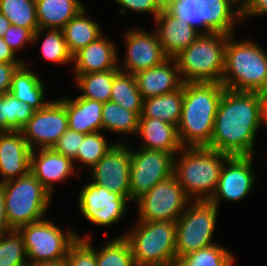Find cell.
Instances as JSON below:
<instances>
[{
	"mask_svg": "<svg viewBox=\"0 0 267 266\" xmlns=\"http://www.w3.org/2000/svg\"><path fill=\"white\" fill-rule=\"evenodd\" d=\"M0 132H7V93L0 96Z\"/></svg>",
	"mask_w": 267,
	"mask_h": 266,
	"instance_id": "48",
	"label": "cell"
},
{
	"mask_svg": "<svg viewBox=\"0 0 267 266\" xmlns=\"http://www.w3.org/2000/svg\"><path fill=\"white\" fill-rule=\"evenodd\" d=\"M12 229L9 227L7 222L6 210H5V201H4V189L0 183V236L7 232H10Z\"/></svg>",
	"mask_w": 267,
	"mask_h": 266,
	"instance_id": "47",
	"label": "cell"
},
{
	"mask_svg": "<svg viewBox=\"0 0 267 266\" xmlns=\"http://www.w3.org/2000/svg\"><path fill=\"white\" fill-rule=\"evenodd\" d=\"M170 10L196 29L201 26L202 33L230 36L242 20V11H214L204 0H178Z\"/></svg>",
	"mask_w": 267,
	"mask_h": 266,
	"instance_id": "14",
	"label": "cell"
},
{
	"mask_svg": "<svg viewBox=\"0 0 267 266\" xmlns=\"http://www.w3.org/2000/svg\"><path fill=\"white\" fill-rule=\"evenodd\" d=\"M0 63H24L16 58V53L9 48L3 37L0 38Z\"/></svg>",
	"mask_w": 267,
	"mask_h": 266,
	"instance_id": "46",
	"label": "cell"
},
{
	"mask_svg": "<svg viewBox=\"0 0 267 266\" xmlns=\"http://www.w3.org/2000/svg\"><path fill=\"white\" fill-rule=\"evenodd\" d=\"M116 143L109 145L100 131L85 134L73 162L78 160L91 169Z\"/></svg>",
	"mask_w": 267,
	"mask_h": 266,
	"instance_id": "36",
	"label": "cell"
},
{
	"mask_svg": "<svg viewBox=\"0 0 267 266\" xmlns=\"http://www.w3.org/2000/svg\"><path fill=\"white\" fill-rule=\"evenodd\" d=\"M0 13L11 25L29 28L33 33L39 29L35 0H0Z\"/></svg>",
	"mask_w": 267,
	"mask_h": 266,
	"instance_id": "32",
	"label": "cell"
},
{
	"mask_svg": "<svg viewBox=\"0 0 267 266\" xmlns=\"http://www.w3.org/2000/svg\"><path fill=\"white\" fill-rule=\"evenodd\" d=\"M125 34L126 54L124 67L119 66L120 71L136 74L139 71L156 67L169 58L155 31L150 33L137 27L128 30Z\"/></svg>",
	"mask_w": 267,
	"mask_h": 266,
	"instance_id": "17",
	"label": "cell"
},
{
	"mask_svg": "<svg viewBox=\"0 0 267 266\" xmlns=\"http://www.w3.org/2000/svg\"><path fill=\"white\" fill-rule=\"evenodd\" d=\"M110 100L141 115L144 99L137 88L134 74L119 71L114 76Z\"/></svg>",
	"mask_w": 267,
	"mask_h": 266,
	"instance_id": "30",
	"label": "cell"
},
{
	"mask_svg": "<svg viewBox=\"0 0 267 266\" xmlns=\"http://www.w3.org/2000/svg\"><path fill=\"white\" fill-rule=\"evenodd\" d=\"M134 77L143 99L173 92L184 83L174 58H168L156 67L139 71Z\"/></svg>",
	"mask_w": 267,
	"mask_h": 266,
	"instance_id": "21",
	"label": "cell"
},
{
	"mask_svg": "<svg viewBox=\"0 0 267 266\" xmlns=\"http://www.w3.org/2000/svg\"><path fill=\"white\" fill-rule=\"evenodd\" d=\"M137 134L143 140L140 148L168 152L173 156L183 148L177 126L157 118L139 117Z\"/></svg>",
	"mask_w": 267,
	"mask_h": 266,
	"instance_id": "23",
	"label": "cell"
},
{
	"mask_svg": "<svg viewBox=\"0 0 267 266\" xmlns=\"http://www.w3.org/2000/svg\"><path fill=\"white\" fill-rule=\"evenodd\" d=\"M224 89L221 83H183L182 114L177 127L182 147L210 146L214 120Z\"/></svg>",
	"mask_w": 267,
	"mask_h": 266,
	"instance_id": "2",
	"label": "cell"
},
{
	"mask_svg": "<svg viewBox=\"0 0 267 266\" xmlns=\"http://www.w3.org/2000/svg\"><path fill=\"white\" fill-rule=\"evenodd\" d=\"M31 151L22 131L0 132V183L30 172Z\"/></svg>",
	"mask_w": 267,
	"mask_h": 266,
	"instance_id": "19",
	"label": "cell"
},
{
	"mask_svg": "<svg viewBox=\"0 0 267 266\" xmlns=\"http://www.w3.org/2000/svg\"><path fill=\"white\" fill-rule=\"evenodd\" d=\"M120 5V14H124L126 10L134 12L151 13L155 18L162 12L157 0H115Z\"/></svg>",
	"mask_w": 267,
	"mask_h": 266,
	"instance_id": "42",
	"label": "cell"
},
{
	"mask_svg": "<svg viewBox=\"0 0 267 266\" xmlns=\"http://www.w3.org/2000/svg\"><path fill=\"white\" fill-rule=\"evenodd\" d=\"M228 35L201 33L174 59L183 82L221 83Z\"/></svg>",
	"mask_w": 267,
	"mask_h": 266,
	"instance_id": "5",
	"label": "cell"
},
{
	"mask_svg": "<svg viewBox=\"0 0 267 266\" xmlns=\"http://www.w3.org/2000/svg\"><path fill=\"white\" fill-rule=\"evenodd\" d=\"M1 185L4 189L7 222L12 230L45 217L52 194L31 172Z\"/></svg>",
	"mask_w": 267,
	"mask_h": 266,
	"instance_id": "7",
	"label": "cell"
},
{
	"mask_svg": "<svg viewBox=\"0 0 267 266\" xmlns=\"http://www.w3.org/2000/svg\"><path fill=\"white\" fill-rule=\"evenodd\" d=\"M37 150L31 151L30 172L53 195L54 182H62L75 174V164L71 158L53 148Z\"/></svg>",
	"mask_w": 267,
	"mask_h": 266,
	"instance_id": "20",
	"label": "cell"
},
{
	"mask_svg": "<svg viewBox=\"0 0 267 266\" xmlns=\"http://www.w3.org/2000/svg\"><path fill=\"white\" fill-rule=\"evenodd\" d=\"M68 129V117L59 100L50 101L45 107L34 112L23 127L22 134L32 150L52 148Z\"/></svg>",
	"mask_w": 267,
	"mask_h": 266,
	"instance_id": "13",
	"label": "cell"
},
{
	"mask_svg": "<svg viewBox=\"0 0 267 266\" xmlns=\"http://www.w3.org/2000/svg\"><path fill=\"white\" fill-rule=\"evenodd\" d=\"M265 124L267 126V93H264L262 105V125Z\"/></svg>",
	"mask_w": 267,
	"mask_h": 266,
	"instance_id": "51",
	"label": "cell"
},
{
	"mask_svg": "<svg viewBox=\"0 0 267 266\" xmlns=\"http://www.w3.org/2000/svg\"><path fill=\"white\" fill-rule=\"evenodd\" d=\"M233 260L232 252L214 244L179 257L175 266H228Z\"/></svg>",
	"mask_w": 267,
	"mask_h": 266,
	"instance_id": "34",
	"label": "cell"
},
{
	"mask_svg": "<svg viewBox=\"0 0 267 266\" xmlns=\"http://www.w3.org/2000/svg\"><path fill=\"white\" fill-rule=\"evenodd\" d=\"M233 38L227 39L221 84L233 91L267 93V53L250 39Z\"/></svg>",
	"mask_w": 267,
	"mask_h": 266,
	"instance_id": "4",
	"label": "cell"
},
{
	"mask_svg": "<svg viewBox=\"0 0 267 266\" xmlns=\"http://www.w3.org/2000/svg\"><path fill=\"white\" fill-rule=\"evenodd\" d=\"M28 266H67L66 260H58L52 262H37V263H29Z\"/></svg>",
	"mask_w": 267,
	"mask_h": 266,
	"instance_id": "49",
	"label": "cell"
},
{
	"mask_svg": "<svg viewBox=\"0 0 267 266\" xmlns=\"http://www.w3.org/2000/svg\"><path fill=\"white\" fill-rule=\"evenodd\" d=\"M261 92L224 89L218 104L209 148L229 156H254V142L262 126Z\"/></svg>",
	"mask_w": 267,
	"mask_h": 266,
	"instance_id": "1",
	"label": "cell"
},
{
	"mask_svg": "<svg viewBox=\"0 0 267 266\" xmlns=\"http://www.w3.org/2000/svg\"><path fill=\"white\" fill-rule=\"evenodd\" d=\"M24 63L13 73L9 93L29 104L35 111L45 107V87L41 79Z\"/></svg>",
	"mask_w": 267,
	"mask_h": 266,
	"instance_id": "26",
	"label": "cell"
},
{
	"mask_svg": "<svg viewBox=\"0 0 267 266\" xmlns=\"http://www.w3.org/2000/svg\"><path fill=\"white\" fill-rule=\"evenodd\" d=\"M58 100L66 109L69 129L82 134L101 131L103 102L81 97Z\"/></svg>",
	"mask_w": 267,
	"mask_h": 266,
	"instance_id": "24",
	"label": "cell"
},
{
	"mask_svg": "<svg viewBox=\"0 0 267 266\" xmlns=\"http://www.w3.org/2000/svg\"><path fill=\"white\" fill-rule=\"evenodd\" d=\"M124 236L136 266H175L176 222L138 221Z\"/></svg>",
	"mask_w": 267,
	"mask_h": 266,
	"instance_id": "6",
	"label": "cell"
},
{
	"mask_svg": "<svg viewBox=\"0 0 267 266\" xmlns=\"http://www.w3.org/2000/svg\"><path fill=\"white\" fill-rule=\"evenodd\" d=\"M39 29L33 35V42L38 41L43 30L62 29L85 4L79 0H35Z\"/></svg>",
	"mask_w": 267,
	"mask_h": 266,
	"instance_id": "25",
	"label": "cell"
},
{
	"mask_svg": "<svg viewBox=\"0 0 267 266\" xmlns=\"http://www.w3.org/2000/svg\"><path fill=\"white\" fill-rule=\"evenodd\" d=\"M178 0H157L161 9H171Z\"/></svg>",
	"mask_w": 267,
	"mask_h": 266,
	"instance_id": "52",
	"label": "cell"
},
{
	"mask_svg": "<svg viewBox=\"0 0 267 266\" xmlns=\"http://www.w3.org/2000/svg\"><path fill=\"white\" fill-rule=\"evenodd\" d=\"M47 35L41 45L43 57L47 61L60 64L72 62V55L69 53L62 29H47Z\"/></svg>",
	"mask_w": 267,
	"mask_h": 266,
	"instance_id": "37",
	"label": "cell"
},
{
	"mask_svg": "<svg viewBox=\"0 0 267 266\" xmlns=\"http://www.w3.org/2000/svg\"><path fill=\"white\" fill-rule=\"evenodd\" d=\"M130 196L136 201L157 183L173 175L174 156L171 153L140 148L130 150Z\"/></svg>",
	"mask_w": 267,
	"mask_h": 266,
	"instance_id": "11",
	"label": "cell"
},
{
	"mask_svg": "<svg viewBox=\"0 0 267 266\" xmlns=\"http://www.w3.org/2000/svg\"><path fill=\"white\" fill-rule=\"evenodd\" d=\"M86 15L84 8L62 28L64 40L72 56L102 35L100 25Z\"/></svg>",
	"mask_w": 267,
	"mask_h": 266,
	"instance_id": "27",
	"label": "cell"
},
{
	"mask_svg": "<svg viewBox=\"0 0 267 266\" xmlns=\"http://www.w3.org/2000/svg\"><path fill=\"white\" fill-rule=\"evenodd\" d=\"M118 141L100 160L90 169L92 183L106 187L131 201L130 196V147Z\"/></svg>",
	"mask_w": 267,
	"mask_h": 266,
	"instance_id": "15",
	"label": "cell"
},
{
	"mask_svg": "<svg viewBox=\"0 0 267 266\" xmlns=\"http://www.w3.org/2000/svg\"><path fill=\"white\" fill-rule=\"evenodd\" d=\"M33 35L34 33L29 28L10 25L5 32L3 39L9 48L17 53V50L25 47V43H34Z\"/></svg>",
	"mask_w": 267,
	"mask_h": 266,
	"instance_id": "41",
	"label": "cell"
},
{
	"mask_svg": "<svg viewBox=\"0 0 267 266\" xmlns=\"http://www.w3.org/2000/svg\"><path fill=\"white\" fill-rule=\"evenodd\" d=\"M183 106V85L170 93L144 99L139 117L157 118L178 127Z\"/></svg>",
	"mask_w": 267,
	"mask_h": 266,
	"instance_id": "28",
	"label": "cell"
},
{
	"mask_svg": "<svg viewBox=\"0 0 267 266\" xmlns=\"http://www.w3.org/2000/svg\"><path fill=\"white\" fill-rule=\"evenodd\" d=\"M207 2L211 10L214 11H242V5L237 0H204ZM239 4L235 10L232 9L233 4Z\"/></svg>",
	"mask_w": 267,
	"mask_h": 266,
	"instance_id": "45",
	"label": "cell"
},
{
	"mask_svg": "<svg viewBox=\"0 0 267 266\" xmlns=\"http://www.w3.org/2000/svg\"><path fill=\"white\" fill-rule=\"evenodd\" d=\"M234 260L228 266H234Z\"/></svg>",
	"mask_w": 267,
	"mask_h": 266,
	"instance_id": "54",
	"label": "cell"
},
{
	"mask_svg": "<svg viewBox=\"0 0 267 266\" xmlns=\"http://www.w3.org/2000/svg\"><path fill=\"white\" fill-rule=\"evenodd\" d=\"M218 207L209 200H193L176 221V257L209 247L217 221Z\"/></svg>",
	"mask_w": 267,
	"mask_h": 266,
	"instance_id": "8",
	"label": "cell"
},
{
	"mask_svg": "<svg viewBox=\"0 0 267 266\" xmlns=\"http://www.w3.org/2000/svg\"><path fill=\"white\" fill-rule=\"evenodd\" d=\"M96 251L97 266H136L128 240L118 236Z\"/></svg>",
	"mask_w": 267,
	"mask_h": 266,
	"instance_id": "33",
	"label": "cell"
},
{
	"mask_svg": "<svg viewBox=\"0 0 267 266\" xmlns=\"http://www.w3.org/2000/svg\"><path fill=\"white\" fill-rule=\"evenodd\" d=\"M158 40L169 58H174L192 44L202 33L179 18L170 9H163L155 18Z\"/></svg>",
	"mask_w": 267,
	"mask_h": 266,
	"instance_id": "18",
	"label": "cell"
},
{
	"mask_svg": "<svg viewBox=\"0 0 267 266\" xmlns=\"http://www.w3.org/2000/svg\"><path fill=\"white\" fill-rule=\"evenodd\" d=\"M179 153L174 156L173 174L184 192L193 200H209L230 156L209 147H183Z\"/></svg>",
	"mask_w": 267,
	"mask_h": 266,
	"instance_id": "3",
	"label": "cell"
},
{
	"mask_svg": "<svg viewBox=\"0 0 267 266\" xmlns=\"http://www.w3.org/2000/svg\"><path fill=\"white\" fill-rule=\"evenodd\" d=\"M119 71V69H110L103 72L74 74L76 87L82 93L78 97L103 103L110 101L114 76Z\"/></svg>",
	"mask_w": 267,
	"mask_h": 266,
	"instance_id": "29",
	"label": "cell"
},
{
	"mask_svg": "<svg viewBox=\"0 0 267 266\" xmlns=\"http://www.w3.org/2000/svg\"><path fill=\"white\" fill-rule=\"evenodd\" d=\"M18 232L23 238L29 263L63 260L78 239L76 232L68 229L64 233L49 219L24 225Z\"/></svg>",
	"mask_w": 267,
	"mask_h": 266,
	"instance_id": "9",
	"label": "cell"
},
{
	"mask_svg": "<svg viewBox=\"0 0 267 266\" xmlns=\"http://www.w3.org/2000/svg\"><path fill=\"white\" fill-rule=\"evenodd\" d=\"M103 129L122 134H136L138 132L139 116L130 110L124 109L113 101L103 103Z\"/></svg>",
	"mask_w": 267,
	"mask_h": 266,
	"instance_id": "31",
	"label": "cell"
},
{
	"mask_svg": "<svg viewBox=\"0 0 267 266\" xmlns=\"http://www.w3.org/2000/svg\"><path fill=\"white\" fill-rule=\"evenodd\" d=\"M26 248L18 230L0 236V266H28Z\"/></svg>",
	"mask_w": 267,
	"mask_h": 266,
	"instance_id": "35",
	"label": "cell"
},
{
	"mask_svg": "<svg viewBox=\"0 0 267 266\" xmlns=\"http://www.w3.org/2000/svg\"><path fill=\"white\" fill-rule=\"evenodd\" d=\"M191 200L173 174L135 201L138 220L176 222Z\"/></svg>",
	"mask_w": 267,
	"mask_h": 266,
	"instance_id": "10",
	"label": "cell"
},
{
	"mask_svg": "<svg viewBox=\"0 0 267 266\" xmlns=\"http://www.w3.org/2000/svg\"><path fill=\"white\" fill-rule=\"evenodd\" d=\"M254 156H230L224 163L216 190L210 202L219 208V201L236 202L248 195L255 185Z\"/></svg>",
	"mask_w": 267,
	"mask_h": 266,
	"instance_id": "16",
	"label": "cell"
},
{
	"mask_svg": "<svg viewBox=\"0 0 267 266\" xmlns=\"http://www.w3.org/2000/svg\"><path fill=\"white\" fill-rule=\"evenodd\" d=\"M84 135L68 128L52 148L73 160L77 156V151Z\"/></svg>",
	"mask_w": 267,
	"mask_h": 266,
	"instance_id": "40",
	"label": "cell"
},
{
	"mask_svg": "<svg viewBox=\"0 0 267 266\" xmlns=\"http://www.w3.org/2000/svg\"><path fill=\"white\" fill-rule=\"evenodd\" d=\"M241 5L245 3L246 0H237Z\"/></svg>",
	"mask_w": 267,
	"mask_h": 266,
	"instance_id": "53",
	"label": "cell"
},
{
	"mask_svg": "<svg viewBox=\"0 0 267 266\" xmlns=\"http://www.w3.org/2000/svg\"><path fill=\"white\" fill-rule=\"evenodd\" d=\"M127 201H130L127 197L90 182L80 191L78 205L87 220L105 227L116 224L123 218Z\"/></svg>",
	"mask_w": 267,
	"mask_h": 266,
	"instance_id": "12",
	"label": "cell"
},
{
	"mask_svg": "<svg viewBox=\"0 0 267 266\" xmlns=\"http://www.w3.org/2000/svg\"><path fill=\"white\" fill-rule=\"evenodd\" d=\"M77 237L65 258L67 266H97L96 250L91 244L90 235Z\"/></svg>",
	"mask_w": 267,
	"mask_h": 266,
	"instance_id": "39",
	"label": "cell"
},
{
	"mask_svg": "<svg viewBox=\"0 0 267 266\" xmlns=\"http://www.w3.org/2000/svg\"><path fill=\"white\" fill-rule=\"evenodd\" d=\"M267 14V0H246L242 5V19Z\"/></svg>",
	"mask_w": 267,
	"mask_h": 266,
	"instance_id": "44",
	"label": "cell"
},
{
	"mask_svg": "<svg viewBox=\"0 0 267 266\" xmlns=\"http://www.w3.org/2000/svg\"><path fill=\"white\" fill-rule=\"evenodd\" d=\"M24 63H0V96L9 93L13 73Z\"/></svg>",
	"mask_w": 267,
	"mask_h": 266,
	"instance_id": "43",
	"label": "cell"
},
{
	"mask_svg": "<svg viewBox=\"0 0 267 266\" xmlns=\"http://www.w3.org/2000/svg\"><path fill=\"white\" fill-rule=\"evenodd\" d=\"M116 45L103 34L72 56L75 74L119 69Z\"/></svg>",
	"mask_w": 267,
	"mask_h": 266,
	"instance_id": "22",
	"label": "cell"
},
{
	"mask_svg": "<svg viewBox=\"0 0 267 266\" xmlns=\"http://www.w3.org/2000/svg\"><path fill=\"white\" fill-rule=\"evenodd\" d=\"M10 25L11 22L2 13H0V38L4 36Z\"/></svg>",
	"mask_w": 267,
	"mask_h": 266,
	"instance_id": "50",
	"label": "cell"
},
{
	"mask_svg": "<svg viewBox=\"0 0 267 266\" xmlns=\"http://www.w3.org/2000/svg\"><path fill=\"white\" fill-rule=\"evenodd\" d=\"M34 112L29 104L7 93V132L22 131Z\"/></svg>",
	"mask_w": 267,
	"mask_h": 266,
	"instance_id": "38",
	"label": "cell"
}]
</instances>
